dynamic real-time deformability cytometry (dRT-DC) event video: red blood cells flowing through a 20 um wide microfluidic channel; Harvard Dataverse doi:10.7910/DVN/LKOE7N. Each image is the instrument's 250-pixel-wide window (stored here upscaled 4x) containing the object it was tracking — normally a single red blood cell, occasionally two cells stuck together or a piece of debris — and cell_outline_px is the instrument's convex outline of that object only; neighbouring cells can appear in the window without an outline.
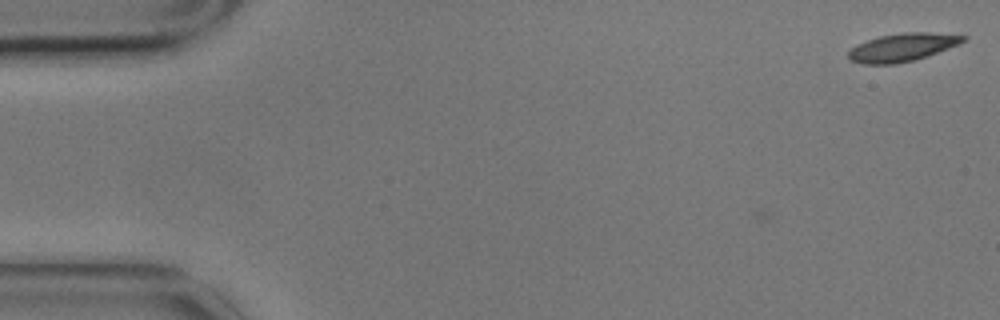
{"species": "common noctule bat (a hibernating species)", "species_latin": "Nyctalus noctula", "temperature_condition": "cold", "stored_images_in_passage": 2, "camera_frame_rate_fps": 3000, "um_per_image_px": 0.085, "animal": {"sex": "male", "body_mass_g": 17.9}, "frame": {"image": 1, "passage_image": 2, "time_ms": 0.333, "image_size_px": [1000, 320], "cell_outline_px": [[968, 36], [960, 44], [928, 56], [896, 64], [864, 64], [852, 60], [848, 56], [848, 52], [856, 44], [880, 36], [904, 32], [928, 32]], "centroid_in_image_um": [76.72, 4.02], "position_along_channel_um": 8.3, "area_um2": 18.61}}